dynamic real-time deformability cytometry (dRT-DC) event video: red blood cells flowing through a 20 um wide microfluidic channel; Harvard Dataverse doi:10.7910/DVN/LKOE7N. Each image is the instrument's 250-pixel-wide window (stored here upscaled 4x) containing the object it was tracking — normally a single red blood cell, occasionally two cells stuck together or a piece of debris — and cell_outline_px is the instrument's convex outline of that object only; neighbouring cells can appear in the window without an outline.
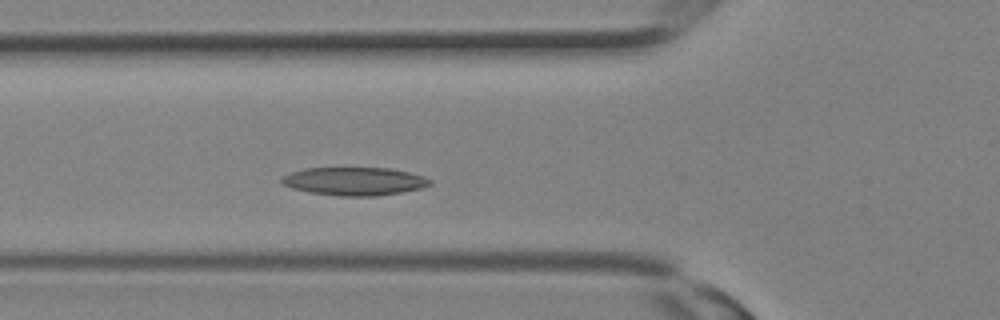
{"species": "Egyptian fruit bat (a non-hibernating species)", "species_latin": "Rousettus aegyptiacus", "temperature_condition": "room temperature", "stored_images_in_passage": 9, "camera_frame_rate_fps": 3000, "um_per_image_px": 0.085, "animal": {"sex": "female"}, "frame": {"image": 1, "passage_image": 7, "time_ms": 2.0, "image_size_px": [1000, 320], "cell_outline_px": [[432, 184], [424, 188], [376, 196], [336, 196], [308, 192], [292, 188], [284, 184], [280, 180], [284, 176], [292, 172], [304, 168], [388, 168], [408, 172], [424, 176], [432, 180]], "centroid_in_image_um": [30.15, 15.41], "position_along_channel_um": 95.6, "area_um2": 24.33}}
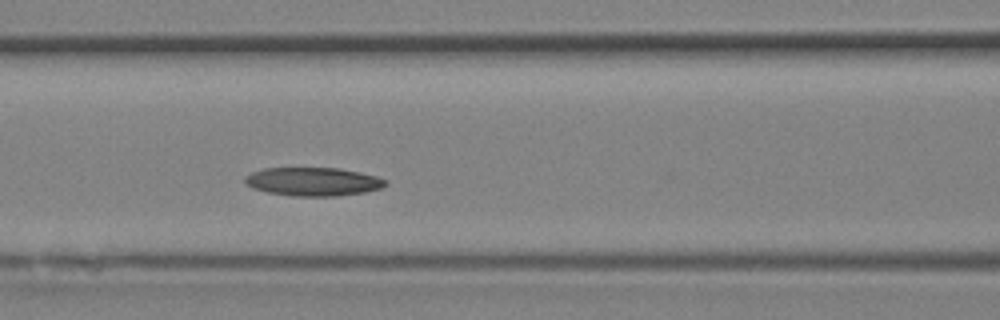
{"frame": {"image": 2, "passage_image": 9, "time_ms": 2.667, "image_size_px": [1000, 320], "cell_outline_px": [[388, 184], [380, 188], [364, 192], [336, 196], [292, 196], [268, 192], [252, 188], [244, 184], [244, 176], [252, 172], [264, 168], [340, 168], [360, 172], [376, 176], [388, 180]], "centroid_in_image_um": [26.6, 15.43], "position_along_channel_um": 140.0, "area_um2": 23.47}}